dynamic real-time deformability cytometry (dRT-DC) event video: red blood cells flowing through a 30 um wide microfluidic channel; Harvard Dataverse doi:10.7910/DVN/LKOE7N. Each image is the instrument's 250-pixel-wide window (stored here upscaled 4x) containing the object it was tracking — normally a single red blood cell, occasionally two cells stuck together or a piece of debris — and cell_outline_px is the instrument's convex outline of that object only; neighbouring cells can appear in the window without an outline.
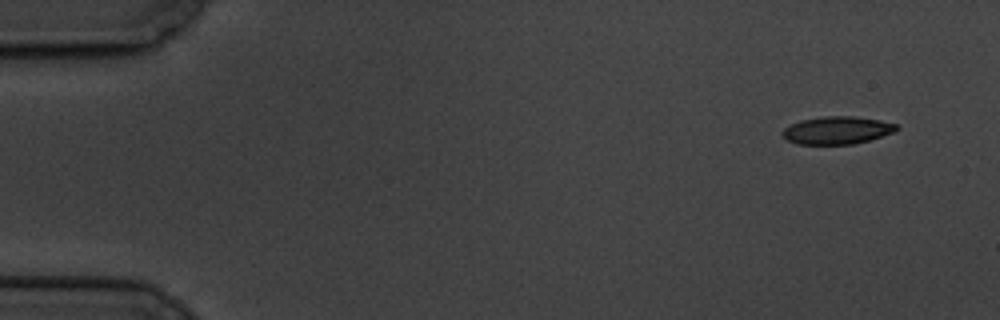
{"species": "common noctule bat (a hibernating species)", "species_latin": "Nyctalus noctula", "temperature_condition": "cold", "stored_images_in_passage": 5, "camera_frame_rate_fps": 3000, "um_per_image_px": 0.085, "animal": {"sex": "male", "body_mass_g": 19.5, "forearm_length_mm": 54.6}, "frame": {"image": 1, "passage_image": 1, "time_ms": 0.0, "image_size_px": [1000, 320], "cell_outline_px": [[900, 128], [896, 132], [868, 140], [852, 144], [796, 144], [788, 140], [780, 132], [784, 128], [800, 120], [824, 116], [852, 116], [880, 120], [896, 124]], "centroid_in_image_um": [71.16, 11.07], "position_along_channel_um": 13.8, "area_um2": 18.38}}
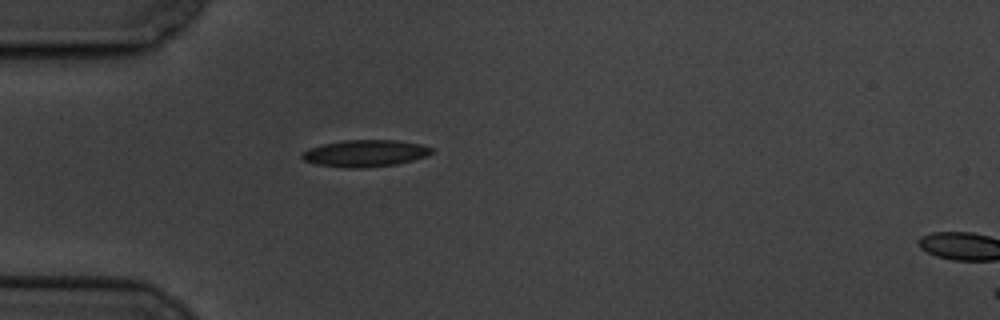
{"frame": {"image": 2, "passage_image": 4, "time_ms": 4.333, "image_size_px": [1000, 320], "cell_outline_px": [[432, 152], [428, 156], [396, 164], [364, 168], [344, 168], [316, 164], [304, 160], [300, 156], [300, 152], [308, 148], [324, 144], [344, 140], [396, 140], [420, 144], [432, 148]], "centroid_in_image_um": [31.0, 13.03], "position_along_channel_um": 54.0, "area_um2": 20.35}}